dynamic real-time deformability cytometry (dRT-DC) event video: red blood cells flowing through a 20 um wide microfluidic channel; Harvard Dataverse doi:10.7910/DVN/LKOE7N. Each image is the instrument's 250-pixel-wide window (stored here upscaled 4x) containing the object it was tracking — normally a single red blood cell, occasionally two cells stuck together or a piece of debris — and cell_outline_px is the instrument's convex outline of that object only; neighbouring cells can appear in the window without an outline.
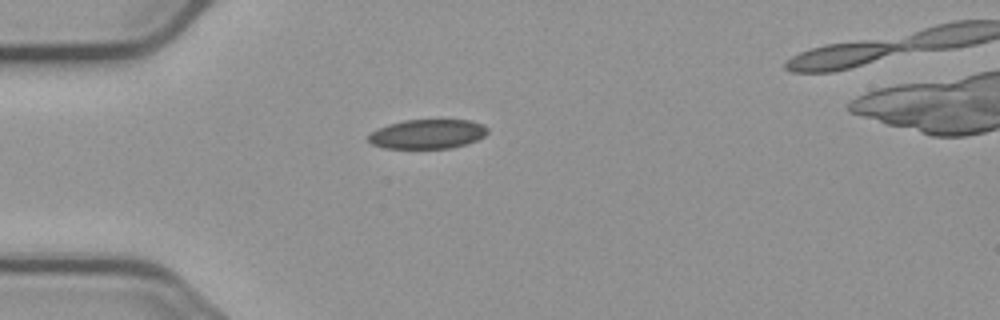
{"species": "common noctule bat (a hibernating species)", "species_latin": "Nyctalus noctula", "temperature_condition": "cold", "stored_images_in_passage": 2, "camera_frame_rate_fps": 3000, "um_per_image_px": 0.085, "animal": {"sex": "male", "body_mass_g": 23.1, "forearm_length_mm": 52.7}, "frame": {"image": 1, "passage_image": 1, "time_ms": 0.0, "image_size_px": [1000, 320], "cell_outline_px": [[488, 132], [484, 136], [468, 144], [452, 148], [384, 148], [372, 144], [368, 140], [368, 136], [372, 132], [388, 124], [404, 120], [472, 120], [484, 124], [488, 128]], "centroid_in_image_um": [36.38, 11.39], "position_along_channel_um": 48.6, "area_um2": 20.46}}